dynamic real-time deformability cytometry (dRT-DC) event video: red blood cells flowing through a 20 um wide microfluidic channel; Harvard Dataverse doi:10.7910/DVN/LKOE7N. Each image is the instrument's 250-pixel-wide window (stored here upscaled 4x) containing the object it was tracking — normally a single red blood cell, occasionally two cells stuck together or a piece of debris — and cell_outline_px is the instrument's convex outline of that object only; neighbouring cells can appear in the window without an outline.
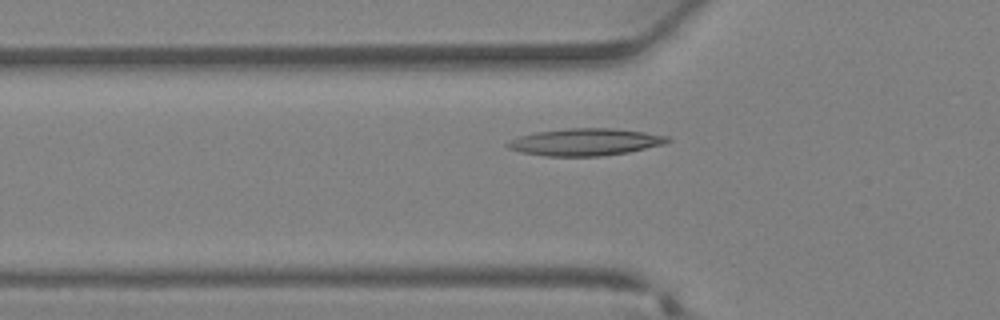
{"species": "Egyptian fruit bat (a non-hibernating species)", "species_latin": "Rousettus aegyptiacus", "temperature_condition": "warm", "stored_images_in_passage": 19, "camera_frame_rate_fps": 3000, "um_per_image_px": 0.085, "animal": {"sex": "female"}, "frame": {"image": 1, "passage_image": 2, "time_ms": 0.333, "image_size_px": [1000, 320], "cell_outline_px": [[672, 140], [664, 144], [628, 152], [600, 156], [548, 156], [520, 152], [508, 148], [504, 144], [520, 136], [536, 132], [568, 128], [612, 128], [644, 132], [668, 136]], "centroid_in_image_um": [49.75, 12.07], "position_along_channel_um": 76.0, "area_um2": 25.14}}
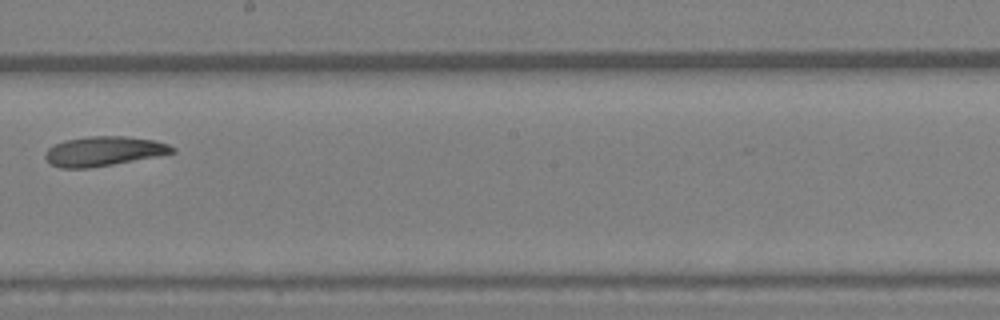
{"frame": {"image": 2, "passage_image": 11, "time_ms": 3.333, "image_size_px": [1000, 320], "cell_outline_px": [[176, 152], [156, 156], [112, 164], [88, 168], [60, 168], [52, 164], [44, 156], [48, 148], [52, 144], [64, 140], [88, 136], [124, 136], [156, 140], [168, 144], [176, 148]], "centroid_in_image_um": [8.81, 12.84], "position_along_channel_um": 239.4, "area_um2": 21.85}}
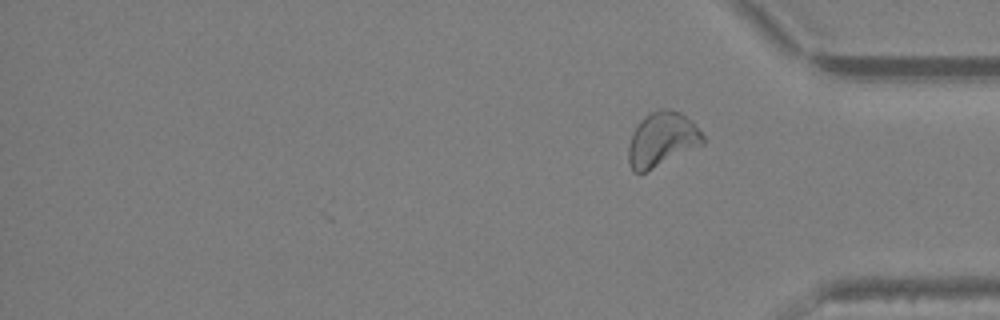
{"frame": {"image": 3, "passage_image": 19, "time_ms": 6.0, "image_size_px": [1000, 320], "cell_outline_px": [[704, 144], [644, 172], [632, 172], [628, 164], [628, 144], [632, 132], [640, 120], [644, 116], [660, 108], [668, 108], [680, 112], [692, 120], [704, 136]], "centroid_in_image_um": [56.25, 11.83], "position_along_channel_um": 379.0, "area_um2": 23.7}}